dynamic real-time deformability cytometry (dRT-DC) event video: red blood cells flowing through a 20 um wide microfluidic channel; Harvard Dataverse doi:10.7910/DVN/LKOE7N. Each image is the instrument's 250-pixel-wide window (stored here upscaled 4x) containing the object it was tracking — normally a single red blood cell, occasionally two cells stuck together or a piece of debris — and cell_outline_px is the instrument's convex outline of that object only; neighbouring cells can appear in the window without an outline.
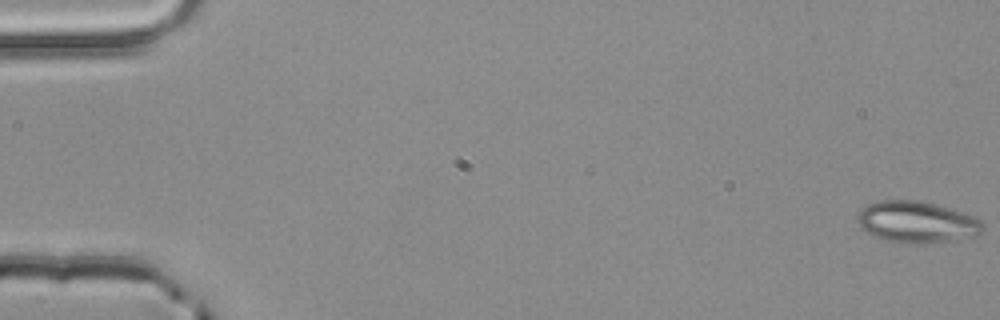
{"species": "common noctule bat (a hibernating species)", "species_latin": "Nyctalus noctula", "temperature_condition": "room temperature", "stored_images_in_passage": 9, "camera_frame_rate_fps": 3000, "um_per_image_px": 0.085, "animal": {"sex": "male", "body_mass_g": 20.4}, "frame": {"image": 1, "passage_image": 1, "time_ms": 0.0, "image_size_px": [1000, 320], "cell_outline_px": [[984, 228], [976, 236], [952, 240], [924, 244], [900, 244], [884, 240], [868, 232], [860, 224], [856, 216], [868, 204], [880, 200], [920, 200], [936, 204], [972, 216], [980, 220], [984, 224]], "centroid_in_image_um": [77.94, 18.89], "position_along_channel_um": 7.1, "area_um2": 30.23}}